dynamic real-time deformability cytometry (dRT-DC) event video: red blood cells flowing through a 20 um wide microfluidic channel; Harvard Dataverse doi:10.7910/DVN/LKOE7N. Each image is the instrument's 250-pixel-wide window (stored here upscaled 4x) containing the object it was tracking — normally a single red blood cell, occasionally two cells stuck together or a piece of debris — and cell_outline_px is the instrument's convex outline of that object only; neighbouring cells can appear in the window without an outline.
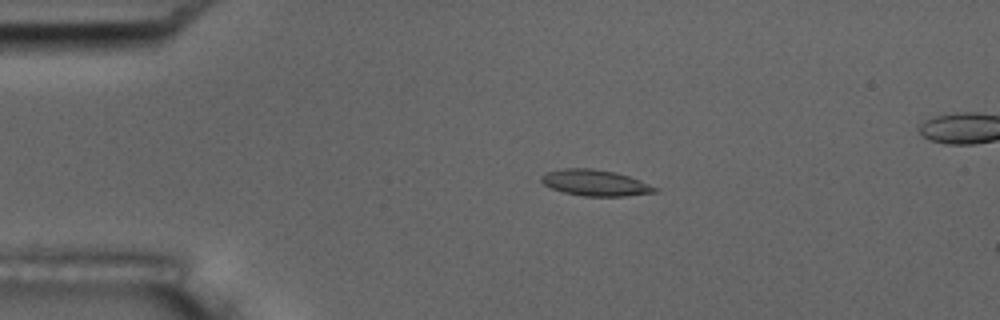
{"species": "common noctule bat (a hibernating species)", "species_latin": "Nyctalus noctula", "temperature_condition": "room temperature", "stored_images_in_passage": 5, "camera_frame_rate_fps": 3000, "um_per_image_px": 0.085, "animal": {"sex": "male", "body_mass_g": 17.5, "forearm_length_mm": 52.3}, "frame": {"image": 1, "passage_image": 3, "time_ms": 2.333, "image_size_px": [1000, 320], "cell_outline_px": [[660, 192], [624, 196], [584, 196], [564, 192], [552, 188], [544, 184], [540, 180], [540, 176], [548, 172], [564, 168], [592, 168], [612, 172], [628, 176], [640, 180], [660, 188]], "centroid_in_image_um": [50.64, 15.55], "position_along_channel_um": 34.4, "area_um2": 17.22}}